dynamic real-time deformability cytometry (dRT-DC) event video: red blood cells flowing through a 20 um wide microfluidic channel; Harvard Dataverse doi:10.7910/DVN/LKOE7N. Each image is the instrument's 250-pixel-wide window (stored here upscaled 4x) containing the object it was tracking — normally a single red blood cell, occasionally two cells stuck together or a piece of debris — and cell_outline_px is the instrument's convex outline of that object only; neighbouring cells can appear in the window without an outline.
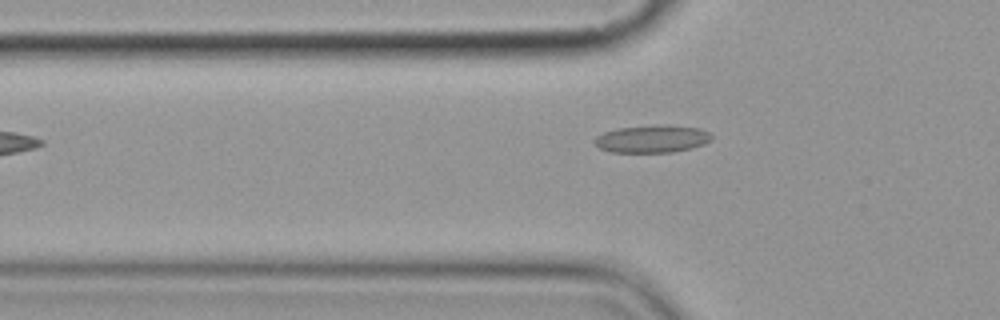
{"species": "common noctule bat (a hibernating species)", "species_latin": "Nyctalus noctula", "temperature_condition": "cold", "stored_images_in_passage": 4, "camera_frame_rate_fps": 3000, "um_per_image_px": 0.085, "animal": {"sex": "female", "body_mass_g": 19.9}, "frame": {"image": 1, "passage_image": 4, "time_ms": 3.333, "image_size_px": [1000, 320], "cell_outline_px": [[712, 140], [704, 144], [692, 148], [672, 152], [608, 152], [600, 148], [592, 140], [596, 136], [604, 132], [620, 128], [652, 124], [660, 124], [700, 128], [708, 132], [712, 136]], "centroid_in_image_um": [55.43, 11.8], "position_along_channel_um": 70.4, "area_um2": 18.96}}